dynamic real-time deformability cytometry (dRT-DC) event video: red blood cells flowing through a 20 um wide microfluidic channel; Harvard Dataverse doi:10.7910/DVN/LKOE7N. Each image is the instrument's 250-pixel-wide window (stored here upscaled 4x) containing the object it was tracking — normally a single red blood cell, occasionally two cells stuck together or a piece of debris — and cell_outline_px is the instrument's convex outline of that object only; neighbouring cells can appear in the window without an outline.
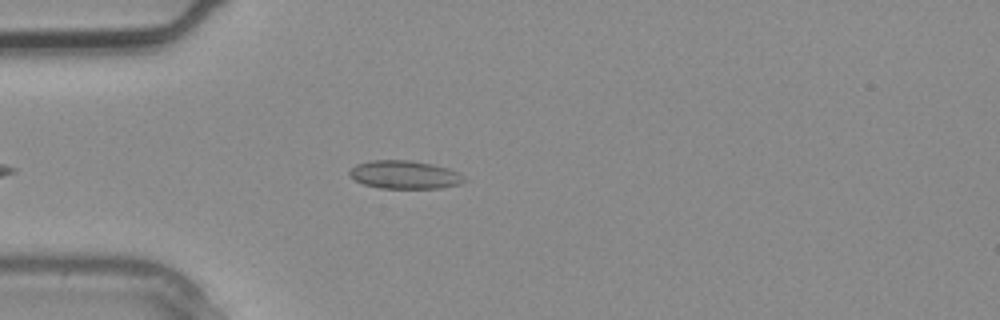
{"species": "common noctule bat (a hibernating species)", "species_latin": "Nyctalus noctula", "temperature_condition": "warm", "stored_images_in_passage": 2, "camera_frame_rate_fps": 3000, "um_per_image_px": 0.085, "animal": {"sex": "male", "body_mass_g": 20.4}, "frame": {"image": 1, "passage_image": 2, "time_ms": 0.333, "image_size_px": [1000, 320], "cell_outline_px": [[468, 180], [460, 184], [440, 188], [380, 188], [364, 184], [348, 176], [348, 172], [356, 164], [372, 160], [408, 160], [432, 164], [448, 168], [460, 172]], "centroid_in_image_um": [34.42, 14.85], "position_along_channel_um": 50.6, "area_um2": 18.96}}